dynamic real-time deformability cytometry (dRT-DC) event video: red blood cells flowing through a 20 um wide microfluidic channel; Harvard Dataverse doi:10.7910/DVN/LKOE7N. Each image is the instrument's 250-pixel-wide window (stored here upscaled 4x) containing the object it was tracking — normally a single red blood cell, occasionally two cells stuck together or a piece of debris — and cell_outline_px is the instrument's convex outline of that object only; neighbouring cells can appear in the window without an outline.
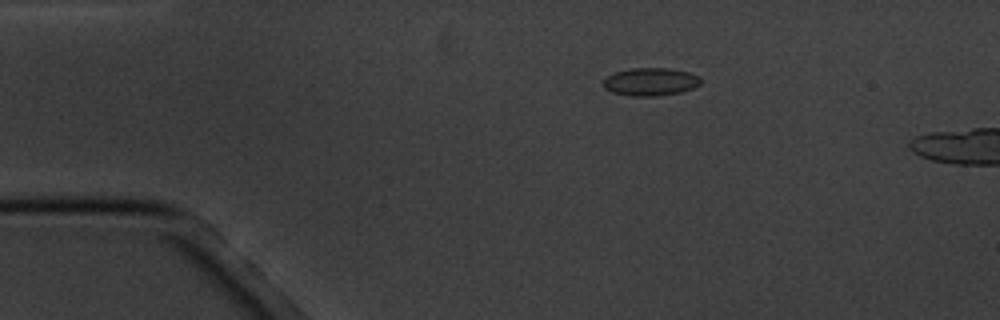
{"species": "common noctule bat (a hibernating species)", "species_latin": "Nyctalus noctula", "temperature_condition": "cold", "stored_images_in_passage": 4, "camera_frame_rate_fps": 3000, "um_per_image_px": 0.085, "animal": {"sex": "male", "body_mass_g": 20.1, "forearm_length_mm": 53.5}, "frame": {"image": 1, "passage_image": 1, "time_ms": 0.0, "image_size_px": [1000, 320], "cell_outline_px": [[700, 84], [692, 88], [680, 92], [656, 96], [632, 96], [612, 92], [604, 88], [604, 80], [608, 76], [616, 72], [632, 68], [668, 68], [688, 72], [700, 76]], "centroid_in_image_um": [55.3, 6.95], "position_along_channel_um": 29.7, "area_um2": 15.66}}
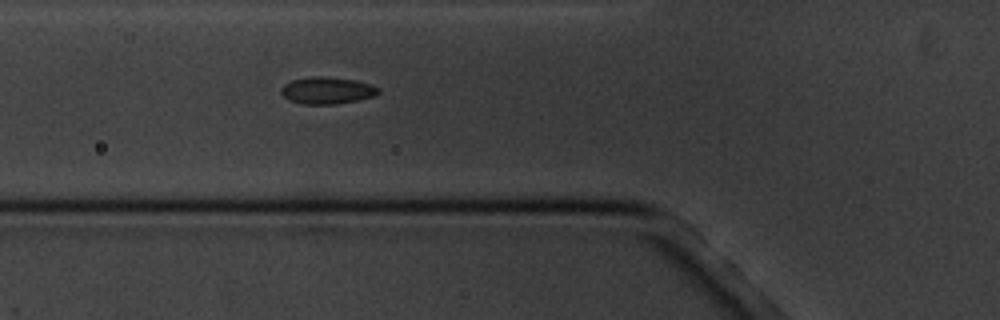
{"frame": {"image": 2, "passage_image": 4, "time_ms": 3.333, "image_size_px": [1000, 320], "cell_outline_px": [[380, 92], [376, 96], [336, 104], [300, 104], [288, 100], [280, 92], [280, 88], [284, 84], [292, 80], [308, 76], [328, 76], [356, 80], [372, 84], [380, 88]], "centroid_in_image_um": [27.8, 7.68], "position_along_channel_um": 98.0, "area_um2": 15.61}}